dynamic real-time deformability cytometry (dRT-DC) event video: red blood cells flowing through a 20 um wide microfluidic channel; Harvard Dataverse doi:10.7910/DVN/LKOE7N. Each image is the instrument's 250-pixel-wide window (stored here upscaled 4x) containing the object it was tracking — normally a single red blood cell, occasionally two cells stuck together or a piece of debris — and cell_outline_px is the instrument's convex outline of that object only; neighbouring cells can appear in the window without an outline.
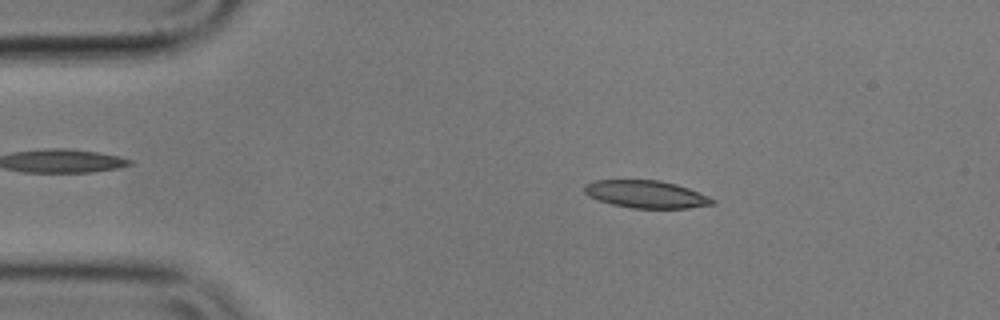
{"species": "common noctule bat (a hibernating species)", "species_latin": "Nyctalus noctula", "temperature_condition": "cold", "stored_images_in_passage": 56, "camera_frame_rate_fps": 3000, "um_per_image_px": 0.085, "animal": {"sex": "male", "body_mass_g": 17.9}, "frame": {"image": 1, "passage_image": 9, "time_ms": 2.667, "image_size_px": [1000, 320], "cell_outline_px": [[716, 200], [712, 204], [688, 208], [632, 208], [612, 204], [588, 196], [584, 192], [584, 184], [596, 180], [660, 180], [676, 184], [688, 188], [708, 196]], "centroid_in_image_um": [54.9, 16.5], "position_along_channel_um": 30.1, "area_um2": 20.4}}
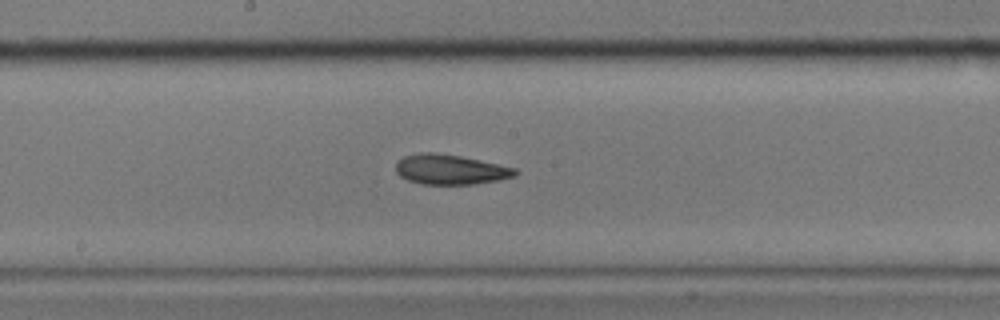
{"frame": {"image": 2, "passage_image": 28, "time_ms": 9.0, "image_size_px": [1000, 320], "cell_outline_px": [[516, 176], [500, 180], [472, 184], [420, 184], [408, 180], [400, 176], [396, 172], [396, 160], [404, 156], [420, 152], [436, 152], [460, 156], [516, 168]], "centroid_in_image_um": [38.24, 14.4], "position_along_channel_um": 210.0, "area_um2": 20.87}}
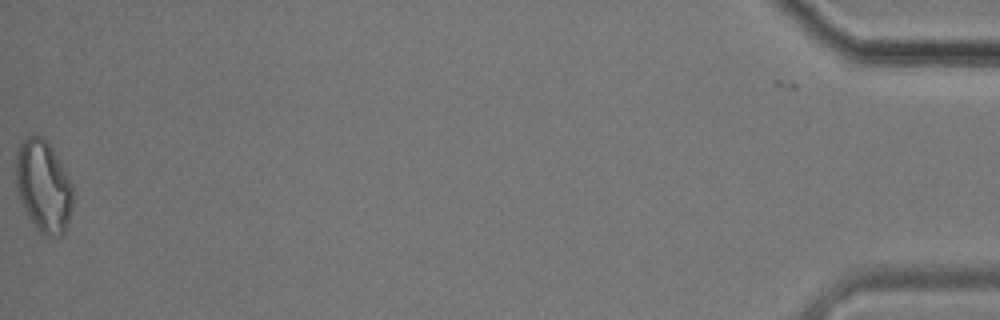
{"frame": {"image": 3, "passage_image": 55, "time_ms": 18.0, "image_size_px": [1000, 320], "cell_outline_px": [[72, 208], [64, 232], [60, 236], [48, 236], [40, 232], [36, 228], [28, 216], [20, 200], [16, 184], [16, 152], [20, 144], [32, 132], [40, 136], [52, 148], [72, 184]], "centroid_in_image_um": [3.67, 15.82], "position_along_channel_um": 431.5, "area_um2": 30.23}, "authors_computed_cell_mechanics": {"area_um2": 21.0681, "velocity_mm_per_s": 3.5654, "shape_relaxation_time_tau1_ms": 5.5666, "shape_relaxation_time_tau2_ms": 3.4147, "deformation_change_tau1": 0.1619, "deformation_change_tau2": 0.1145}}